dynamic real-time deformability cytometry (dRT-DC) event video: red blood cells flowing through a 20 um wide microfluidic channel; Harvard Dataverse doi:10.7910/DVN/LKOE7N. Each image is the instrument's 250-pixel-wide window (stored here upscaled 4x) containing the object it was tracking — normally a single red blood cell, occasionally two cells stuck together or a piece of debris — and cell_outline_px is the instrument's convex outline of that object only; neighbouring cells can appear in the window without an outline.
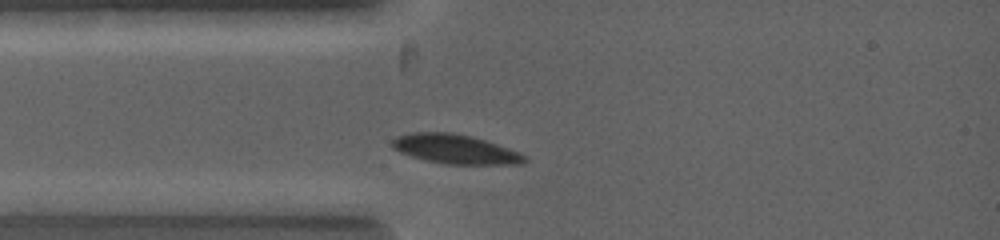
{"species": "common noctule bat (a hibernating species)", "species_latin": "Nyctalus noctula", "temperature_condition": "warm", "stored_images_in_passage": 3, "camera_frame_rate_fps": 5000, "um_per_image_px": 0.085, "animal": {"sex": "female", "body_mass_g": 19.0, "forearm_length_mm": 53.3}, "frame": {"image": 1, "passage_image": 3, "time_ms": 0.6, "image_size_px": [1000, 240], "cell_outline_px": [[528, 160], [524, 164], [444, 164], [412, 156], [400, 152], [392, 148], [392, 140], [396, 136], [412, 132], [452, 132], [472, 136], [520, 152], [528, 156]], "centroid_in_image_um": [38.72, 12.67], "position_along_channel_um": 46.3, "area_um2": 22.66}}